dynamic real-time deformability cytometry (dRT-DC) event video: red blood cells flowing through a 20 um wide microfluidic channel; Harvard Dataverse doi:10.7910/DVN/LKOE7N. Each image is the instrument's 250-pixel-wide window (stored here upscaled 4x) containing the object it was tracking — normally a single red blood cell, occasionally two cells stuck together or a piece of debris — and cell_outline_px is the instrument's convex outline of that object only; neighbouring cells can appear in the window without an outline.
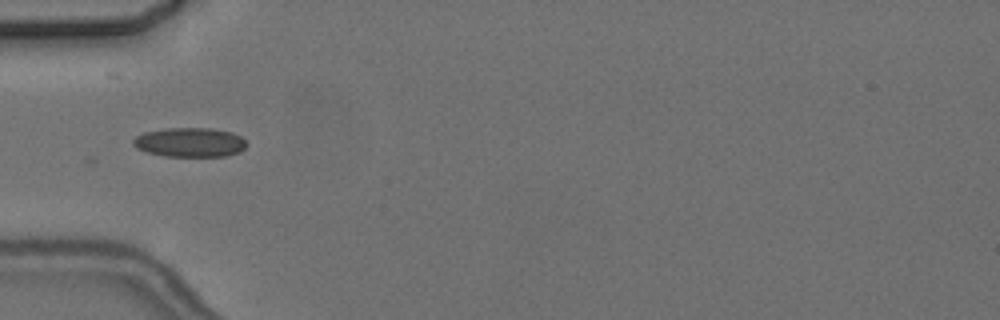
{"species": "common noctule bat (a hibernating species)", "species_latin": "Nyctalus noctula", "temperature_condition": "cold", "stored_images_in_passage": 7, "camera_frame_rate_fps": 3000, "um_per_image_px": 0.085, "animal": {"sex": "female", "body_mass_g": 24.6, "forearm_length_mm": 56.2}, "frame": {"image": 1, "passage_image": 6, "time_ms": 6.0, "image_size_px": [1000, 320], "cell_outline_px": [[248, 144], [240, 152], [224, 156], [164, 156], [148, 152], [136, 148], [132, 144], [132, 140], [136, 136], [144, 132], [164, 128], [212, 128], [232, 132], [240, 136]], "centroid_in_image_um": [16.13, 12.09], "position_along_channel_um": 68.9, "area_um2": 19.48}}
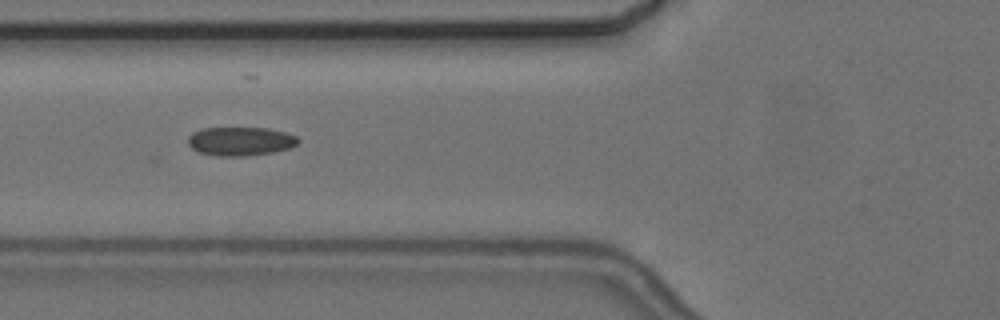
{"frame": {"image": 2, "passage_image": 7, "time_ms": 7.0, "image_size_px": [1000, 320], "cell_outline_px": [[300, 140], [296, 144], [288, 148], [272, 152], [244, 156], [220, 156], [196, 152], [188, 144], [188, 136], [192, 132], [200, 128], [268, 128], [284, 132], [296, 136]], "centroid_in_image_um": [20.38, 12.0], "position_along_channel_um": 105.4, "area_um2": 18.44}}